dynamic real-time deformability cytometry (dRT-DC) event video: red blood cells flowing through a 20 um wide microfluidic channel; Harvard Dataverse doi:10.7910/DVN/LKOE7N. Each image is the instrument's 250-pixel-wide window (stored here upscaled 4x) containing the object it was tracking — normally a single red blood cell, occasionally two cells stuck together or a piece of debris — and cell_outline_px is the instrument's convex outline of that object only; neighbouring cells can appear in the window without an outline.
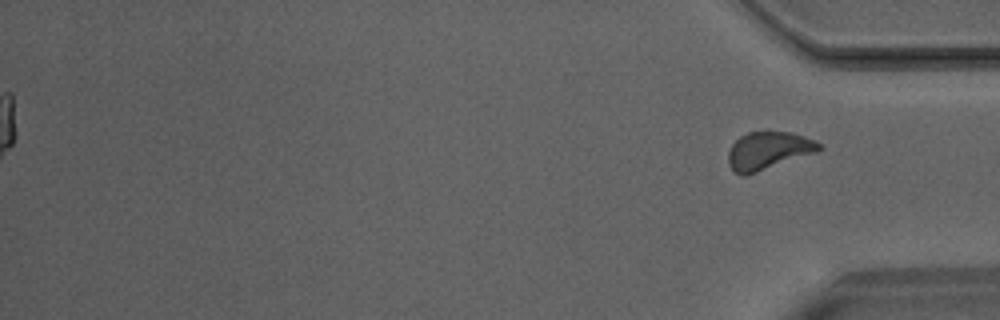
{"species": "Egyptian fruit bat (a non-hibernating species)", "species_latin": "Rousettus aegyptiacus", "temperature_condition": "room temperature", "stored_images_in_passage": 43, "segment_of_instrument_passage": [2, 2], "camera_frame_rate_fps": 3000, "um_per_image_px": 0.085, "animal": {"sex": "male"}, "frame": {"image": 1, "passage_image": 43, "time_ms": 14.0, "image_size_px": [1000, 320], "cell_outline_px": [[824, 148], [816, 152], [744, 176], [736, 172], [728, 164], [728, 152], [732, 144], [740, 136], [748, 132], [792, 132], [804, 136], [820, 144]], "centroid_in_image_um": [65.29, 12.79], "position_along_channel_um": 369.9, "area_um2": 19.65}}